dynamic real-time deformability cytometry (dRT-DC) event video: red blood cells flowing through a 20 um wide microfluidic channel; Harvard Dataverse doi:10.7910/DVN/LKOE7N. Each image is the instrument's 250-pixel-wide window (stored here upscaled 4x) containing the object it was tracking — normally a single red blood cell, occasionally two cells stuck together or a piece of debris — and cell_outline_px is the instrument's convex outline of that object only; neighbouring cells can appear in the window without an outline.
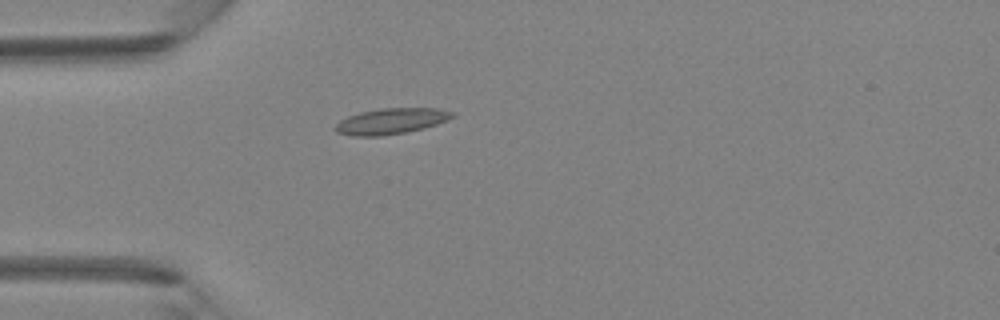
{"species": "Egyptian fruit bat (a non-hibernating species)", "species_latin": "Rousettus aegyptiacus", "temperature_condition": "room temperature", "stored_images_in_passage": 3, "camera_frame_rate_fps": 3000, "um_per_image_px": 0.085, "animal": {"sex": "female"}, "frame": {"image": 1, "passage_image": 3, "time_ms": 0.667, "image_size_px": [1000, 320], "cell_outline_px": [[456, 116], [448, 120], [424, 128], [404, 132], [380, 136], [352, 136], [336, 132], [332, 128], [340, 120], [348, 116], [360, 112], [380, 108], [440, 108], [456, 112]], "centroid_in_image_um": [33.26, 10.29], "position_along_channel_um": 51.7, "area_um2": 17.8}}